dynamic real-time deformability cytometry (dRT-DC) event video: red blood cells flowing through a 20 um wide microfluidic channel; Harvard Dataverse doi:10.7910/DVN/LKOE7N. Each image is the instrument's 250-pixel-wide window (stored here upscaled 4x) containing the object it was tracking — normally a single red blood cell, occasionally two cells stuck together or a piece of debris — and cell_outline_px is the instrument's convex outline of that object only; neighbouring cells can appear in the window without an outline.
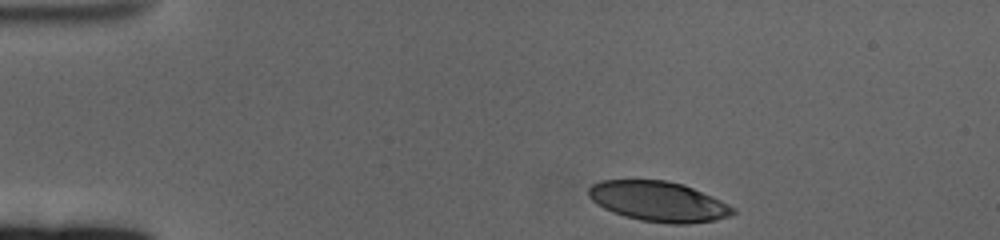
{"species": "human", "species_latin": "Homo sapiens", "temperature_condition": "cold", "stored_images_in_passage": 43, "camera_frame_rate_fps": 3000, "um_per_image_px": 0.085, "donor": {"sex": "female"}, "frame": {"image": 1, "passage_image": 1, "time_ms": 0.0, "image_size_px": [1000, 240], "cell_outline_px": [[736, 212], [732, 216], [712, 220], [688, 224], [668, 224], [640, 220], [624, 216], [612, 212], [596, 204], [588, 196], [588, 188], [592, 184], [600, 180], [664, 180], [684, 184], [712, 196], [736, 208]], "centroid_in_image_um": [55.97, 17.12], "position_along_channel_um": 29.0, "area_um2": 33.93}}
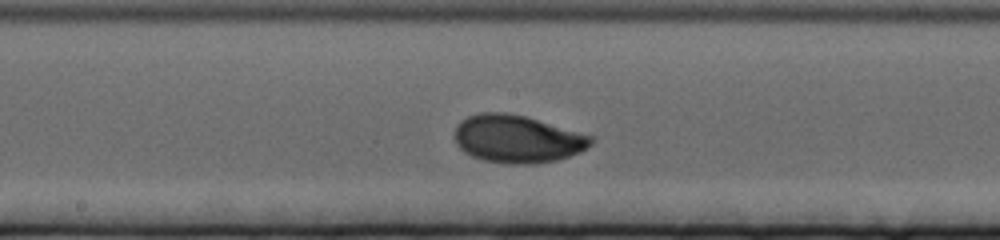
{"frame": {"image": 2, "passage_image": 23, "time_ms": 7.333, "image_size_px": [1000, 240], "cell_outline_px": [[596, 140], [592, 144], [580, 152], [556, 160], [536, 164], [508, 164], [484, 160], [472, 156], [464, 152], [456, 144], [456, 124], [460, 120], [468, 116], [480, 112], [504, 112], [524, 116], [596, 136]], "centroid_in_image_um": [44.0, 11.81], "position_along_channel_um": 204.2, "area_um2": 38.15}}
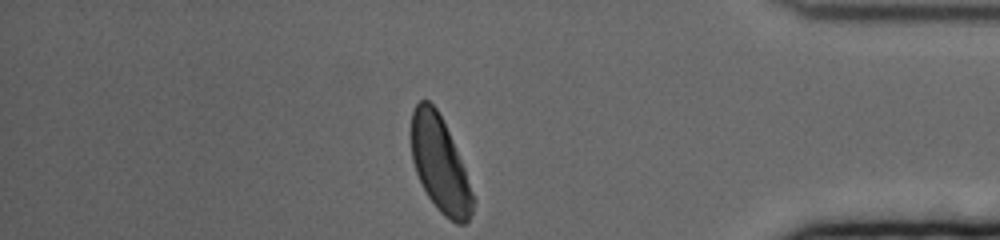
{"frame": {"image": 3, "passage_image": 43, "time_ms": 14.0, "image_size_px": [1000, 240], "cell_outline_px": [[476, 200], [472, 212], [468, 220], [464, 224], [456, 224], [444, 216], [436, 208], [428, 196], [416, 172], [412, 160], [412, 112], [416, 104], [420, 100], [428, 100], [436, 108], [452, 140], [464, 168]], "centroid_in_image_um": [37.41, 14.02], "position_along_channel_um": 397.8, "area_um2": 33.81}, "authors_computed_cell_mechanics": {"area_um2": 35.4892, "velocity_mm_per_s": 3.328, "shape_relaxation_time_tau1_ms": 3.434, "shape_relaxation_time_tau2_ms": 1.3897, "deformation_change_tau1": 0.1477, "deformation_change_tau2": 0.0529}}